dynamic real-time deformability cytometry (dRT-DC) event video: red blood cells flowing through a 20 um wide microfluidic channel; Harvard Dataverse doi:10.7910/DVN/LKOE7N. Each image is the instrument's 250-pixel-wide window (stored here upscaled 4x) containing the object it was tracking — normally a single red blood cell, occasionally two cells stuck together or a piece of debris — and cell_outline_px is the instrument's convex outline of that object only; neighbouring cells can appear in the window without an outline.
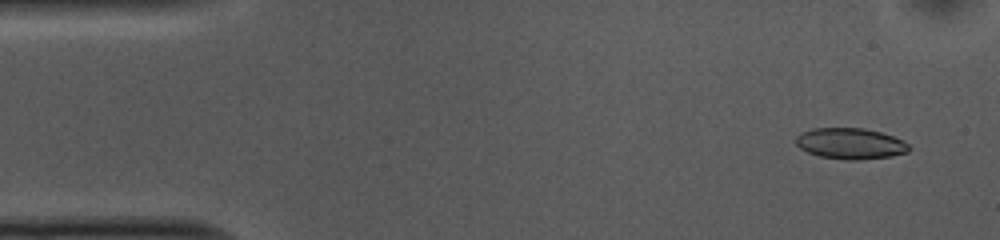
{"species": "common noctule bat (a hibernating species)", "species_latin": "Nyctalus noctula", "temperature_condition": "cold", "stored_images_in_passage": 52, "camera_frame_rate_fps": 3000, "um_per_image_px": 0.085, "animal": {"sex": "female", "body_mass_g": 10.0, "forearm_length_mm": 53.1}, "frame": {"image": 1, "passage_image": 3, "time_ms": 0.667, "image_size_px": [1000, 240], "cell_outline_px": [[912, 148], [908, 152], [892, 156], [860, 160], [848, 160], [820, 156], [808, 152], [800, 148], [796, 144], [796, 136], [800, 132], [812, 128], [864, 128], [880, 132], [892, 136], [908, 144]], "centroid_in_image_um": [72.27, 12.2], "position_along_channel_um": 12.7, "area_um2": 20.46}}
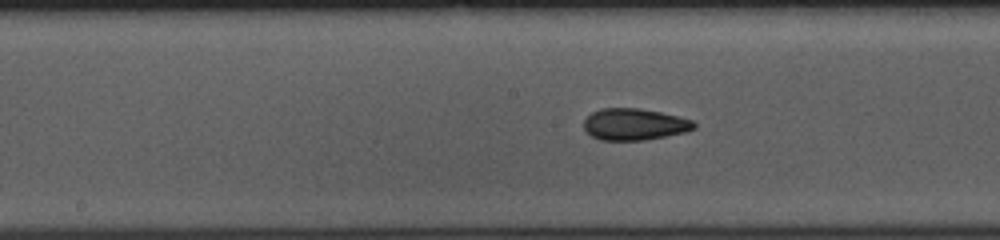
{"frame": {"image": 2, "passage_image": 25, "time_ms": 8.0, "image_size_px": [1000, 240], "cell_outline_px": [[696, 128], [684, 132], [644, 140], [600, 140], [592, 136], [584, 128], [584, 120], [592, 112], [600, 108], [640, 108], [660, 112], [692, 120], [696, 124]], "centroid_in_image_um": [53.91, 10.56], "position_along_channel_um": 194.3, "area_um2": 20.17}}
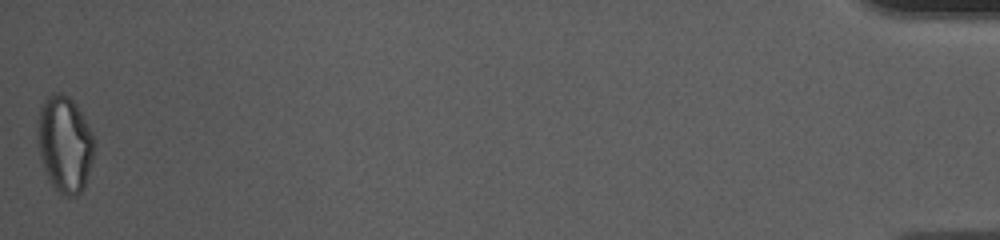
{"frame": {"image": 3, "passage_image": 52, "time_ms": 17.0, "image_size_px": [1000, 240], "cell_outline_px": [[96, 144], [92, 160], [84, 188], [76, 196], [64, 196], [48, 180], [40, 156], [36, 140], [36, 120], [40, 104], [52, 92], [60, 92], [68, 96], [76, 104], [96, 140]], "centroid_in_image_um": [5.47, 12.21], "position_along_channel_um": 429.7, "area_um2": 32.37}, "authors_computed_cell_mechanics": {"area_um2": 20.7213, "velocity_mm_per_s": 3.7389, "shape_relaxation_time_tau1_ms": 7.4661, "shape_relaxation_time_tau2_ms": 2.8893, "deformation_change_tau1": 0.1578, "deformation_change_tau2": 0.0885}}